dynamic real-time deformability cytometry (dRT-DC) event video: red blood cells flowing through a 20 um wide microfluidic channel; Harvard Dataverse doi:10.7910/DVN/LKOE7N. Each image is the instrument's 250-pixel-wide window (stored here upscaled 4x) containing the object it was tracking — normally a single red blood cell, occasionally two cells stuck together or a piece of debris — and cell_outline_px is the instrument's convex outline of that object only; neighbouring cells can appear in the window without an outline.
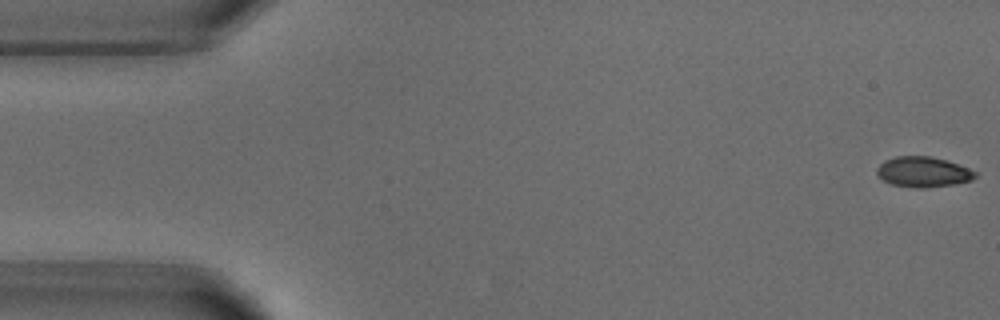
{"species": "common noctule bat (a hibernating species)", "species_latin": "Nyctalus noctula", "temperature_condition": "warm", "stored_images_in_passage": 5, "camera_frame_rate_fps": 3000, "um_per_image_px": 0.085, "animal": {"sex": "male", "body_mass_g": 18.8}, "frame": {"image": 1, "passage_image": 1, "time_ms": 0.0, "image_size_px": [1000, 320], "cell_outline_px": [[976, 176], [972, 180], [952, 184], [924, 188], [920, 188], [892, 184], [884, 180], [876, 172], [876, 168], [884, 160], [896, 156], [928, 156], [948, 160], [968, 168], [976, 172]], "centroid_in_image_um": [78.46, 14.6], "position_along_channel_um": 6.5, "area_um2": 17.22}}